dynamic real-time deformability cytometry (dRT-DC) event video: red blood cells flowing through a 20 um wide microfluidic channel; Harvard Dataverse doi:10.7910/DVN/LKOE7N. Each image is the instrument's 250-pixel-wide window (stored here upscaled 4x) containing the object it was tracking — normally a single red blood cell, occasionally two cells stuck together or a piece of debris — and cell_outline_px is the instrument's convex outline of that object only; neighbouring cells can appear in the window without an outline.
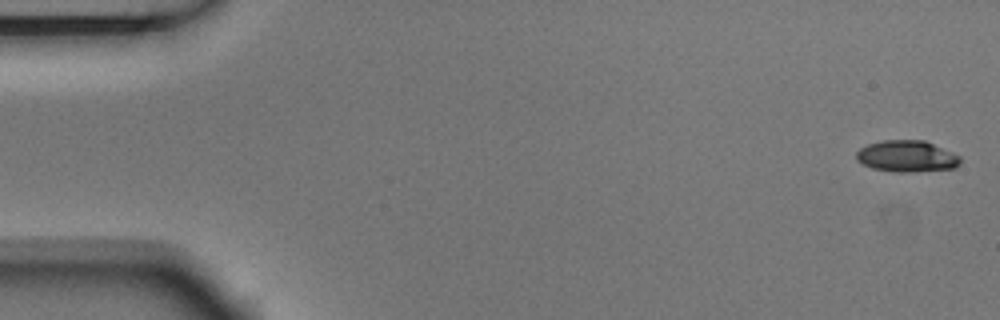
{"species": "Egyptian fruit bat (a non-hibernating species)", "species_latin": "Rousettus aegyptiacus", "temperature_condition": "room temperature", "stored_images_in_passage": 5, "camera_frame_rate_fps": 3000, "um_per_image_px": 0.085, "animal": {"sex": "male"}, "frame": {"image": 1, "passage_image": 1, "time_ms": 0.0, "image_size_px": [1000, 320], "cell_outline_px": [[960, 164], [956, 168], [908, 172], [896, 172], [872, 168], [856, 160], [856, 152], [860, 148], [868, 144], [884, 140], [924, 140], [952, 152], [960, 156]], "centroid_in_image_um": [77.08, 13.28], "position_along_channel_um": 7.9, "area_um2": 19.02}}
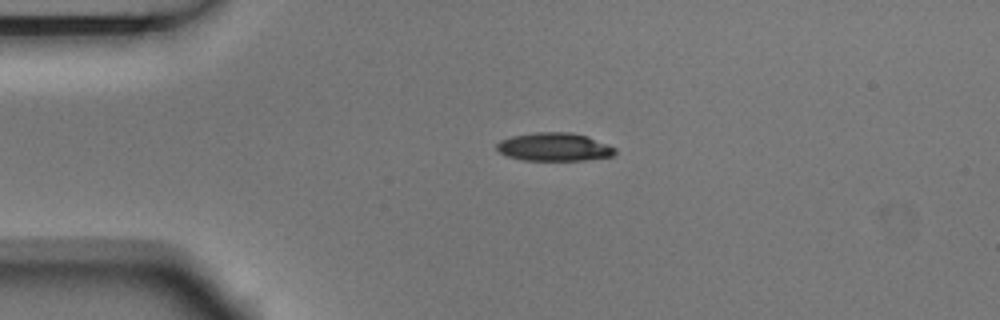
{"frame": {"image": 2, "passage_image": 4, "time_ms": 1.0, "image_size_px": [1000, 320], "cell_outline_px": [[616, 152], [612, 156], [584, 160], [524, 160], [508, 156], [500, 152], [496, 148], [496, 144], [500, 140], [512, 136], [536, 132], [572, 132], [588, 136], [616, 148]], "centroid_in_image_um": [47.11, 12.48], "position_along_channel_um": 37.9, "area_um2": 19.42}}